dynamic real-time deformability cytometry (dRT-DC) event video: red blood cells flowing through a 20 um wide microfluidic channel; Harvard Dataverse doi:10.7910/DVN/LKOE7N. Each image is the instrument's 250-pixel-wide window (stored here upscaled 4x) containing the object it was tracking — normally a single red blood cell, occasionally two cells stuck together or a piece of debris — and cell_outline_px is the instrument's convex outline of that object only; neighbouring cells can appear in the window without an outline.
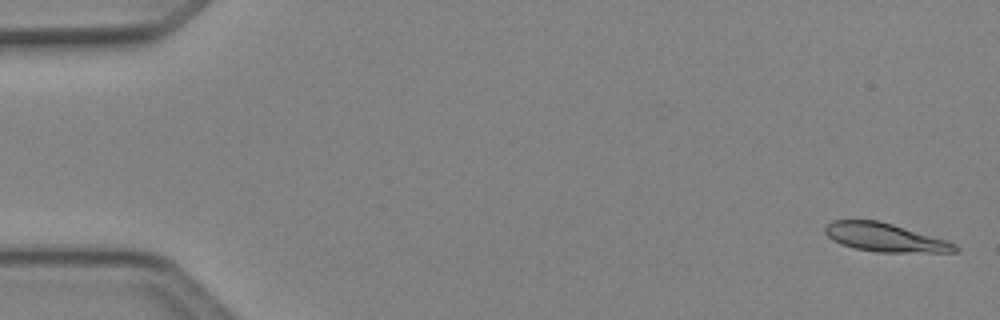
{"species": "Egyptian fruit bat (a non-hibernating species)", "species_latin": "Rousettus aegyptiacus", "temperature_condition": "cold", "stored_images_in_passage": 4, "camera_frame_rate_fps": 3000, "um_per_image_px": 0.085, "animal": {"sex": "female"}, "frame": {"image": 1, "passage_image": 1, "time_ms": 0.0, "image_size_px": [1000, 320], "cell_outline_px": [[960, 248], [956, 252], [876, 252], [856, 248], [832, 240], [824, 232], [824, 228], [832, 220], [880, 220], [944, 240], [956, 244]], "centroid_in_image_um": [75.21, 20.18], "position_along_channel_um": 9.8, "area_um2": 21.27}}
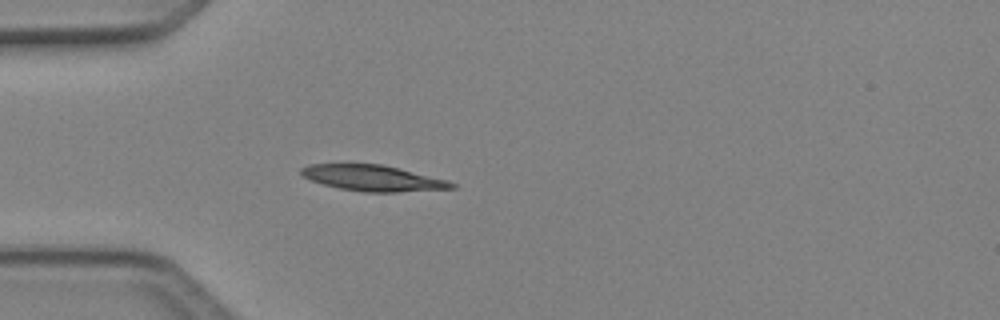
{"frame": {"image": 2, "passage_image": 4, "time_ms": 1.0, "image_size_px": [1000, 320], "cell_outline_px": [[456, 188], [396, 192], [364, 192], [340, 188], [324, 184], [312, 180], [304, 176], [300, 172], [300, 168], [308, 164], [384, 164], [448, 180], [456, 184]], "centroid_in_image_um": [31.73, 15.13], "position_along_channel_um": 53.3, "area_um2": 22.6}}